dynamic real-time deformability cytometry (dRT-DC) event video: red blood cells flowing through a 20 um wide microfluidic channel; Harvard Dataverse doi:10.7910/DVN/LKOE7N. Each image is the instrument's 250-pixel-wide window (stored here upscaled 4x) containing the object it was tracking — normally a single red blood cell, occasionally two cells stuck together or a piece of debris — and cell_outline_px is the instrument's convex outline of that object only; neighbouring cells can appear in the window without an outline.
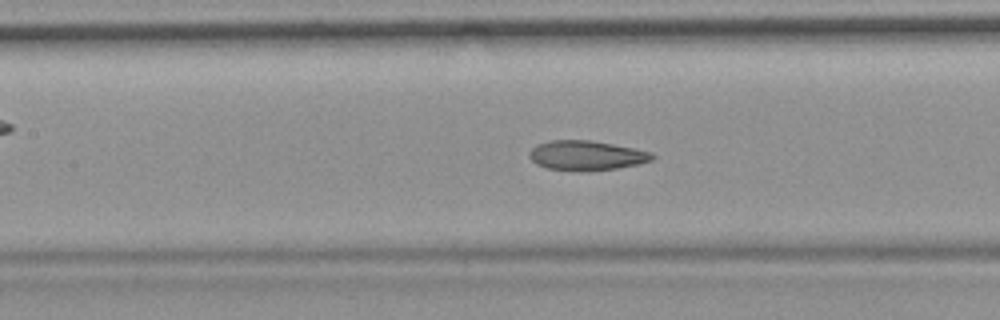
{"species": "common noctule bat (a hibernating species)", "species_latin": "Nyctalus noctula", "temperature_condition": "room temperature", "stored_images_in_passage": 54, "camera_frame_rate_fps": 3000, "um_per_image_px": 0.085, "animal": {"sex": "female", "body_mass_g": 19.9}, "frame": {"image": 1, "passage_image": 24, "time_ms": 7.667, "image_size_px": [1000, 320], "cell_outline_px": [[656, 156], [652, 160], [640, 164], [616, 168], [580, 172], [548, 168], [536, 164], [528, 156], [528, 152], [536, 144], [552, 140], [592, 140], [636, 148], [652, 152]], "centroid_in_image_um": [49.86, 13.21], "position_along_channel_um": 157.5, "area_um2": 21.56}, "authors_computed_cell_mechanics": {"area_um2": 21.8484, "velocity_mm_per_s": 3.6955, "shape_relaxation_time_tau1_ms": null, "shape_relaxation_time_tau2_ms": 2.1495, "deformation_change_tau1": null, "deformation_change_tau2": 0.0865}}